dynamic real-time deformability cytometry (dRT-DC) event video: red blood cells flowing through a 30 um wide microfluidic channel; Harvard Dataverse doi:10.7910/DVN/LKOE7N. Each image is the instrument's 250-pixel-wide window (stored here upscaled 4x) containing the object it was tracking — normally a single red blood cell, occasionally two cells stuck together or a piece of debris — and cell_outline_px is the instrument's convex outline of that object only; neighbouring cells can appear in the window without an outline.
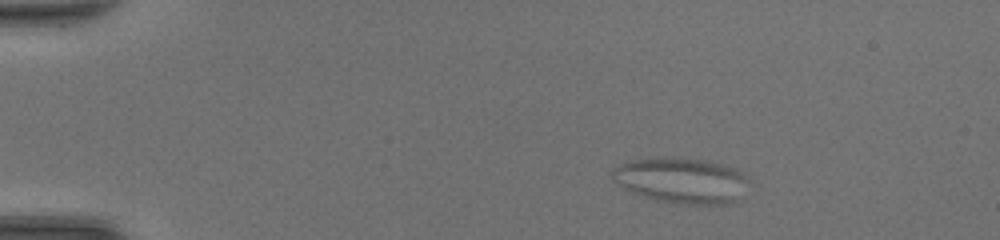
{"species": "common noctule bat (a hibernating species)", "species_latin": "Nyctalus noctula", "temperature_condition": "room temperature", "stored_images_in_passage": 48, "camera_frame_rate_fps": 3000, "um_per_image_px": 0.085, "animal": {"sex": "female", "body_mass_g": 20.0, "forearm_length_mm": 54.0}, "frame": {"image": 1, "passage_image": 6, "time_ms": 1.667, "image_size_px": [1000, 240], "cell_outline_px": [[748, 176], [732, 200], [724, 204], [688, 204], [664, 200], [644, 196], [632, 192], [624, 188], [612, 176], [612, 172], [616, 168], [632, 160], [656, 156], [664, 156], [704, 160], [736, 168], [744, 172]], "centroid_in_image_um": [57.87, 15.29], "position_along_channel_um": 27.1, "area_um2": 34.97}}
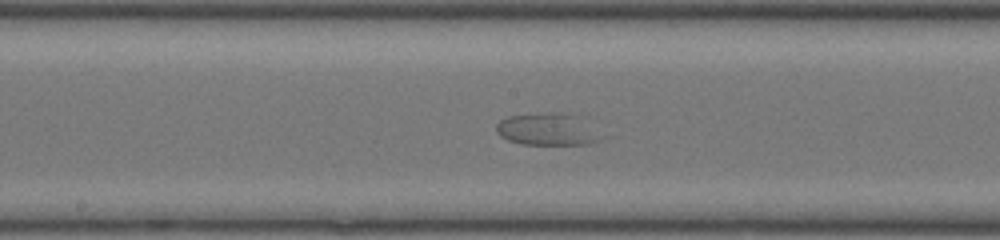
{"frame": {"image": 2, "passage_image": 25, "time_ms": 8.0, "image_size_px": [1000, 240], "cell_outline_px": [[608, 136], [600, 140], [588, 144], [524, 144], [508, 140], [500, 136], [496, 132], [496, 124], [500, 120], [508, 116], [548, 112], [568, 112], [588, 116]], "centroid_in_image_um": [46.76, 10.95], "position_along_channel_um": 201.4, "area_um2": 20.98}}
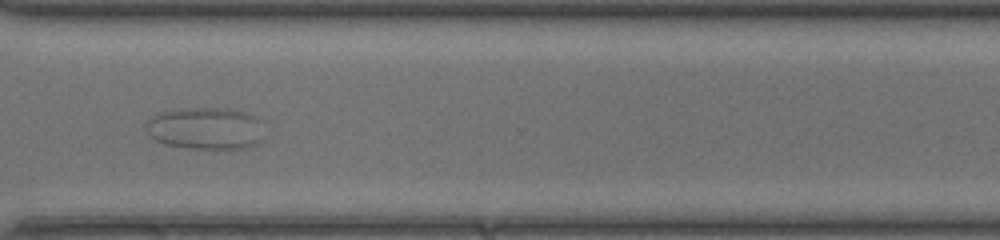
{"frame": {"image": 3, "passage_image": 36, "time_ms": 11.667, "image_size_px": [1000, 240], "cell_outline_px": [[260, 140], [256, 144], [236, 148], [188, 148], [168, 144], [156, 140], [144, 128], [144, 124], [148, 116], [156, 112], [172, 108], [228, 108], [248, 112], [256, 120]], "centroid_in_image_um": [17.3, 10.87], "position_along_channel_um": 353.3, "area_um2": 28.73}}